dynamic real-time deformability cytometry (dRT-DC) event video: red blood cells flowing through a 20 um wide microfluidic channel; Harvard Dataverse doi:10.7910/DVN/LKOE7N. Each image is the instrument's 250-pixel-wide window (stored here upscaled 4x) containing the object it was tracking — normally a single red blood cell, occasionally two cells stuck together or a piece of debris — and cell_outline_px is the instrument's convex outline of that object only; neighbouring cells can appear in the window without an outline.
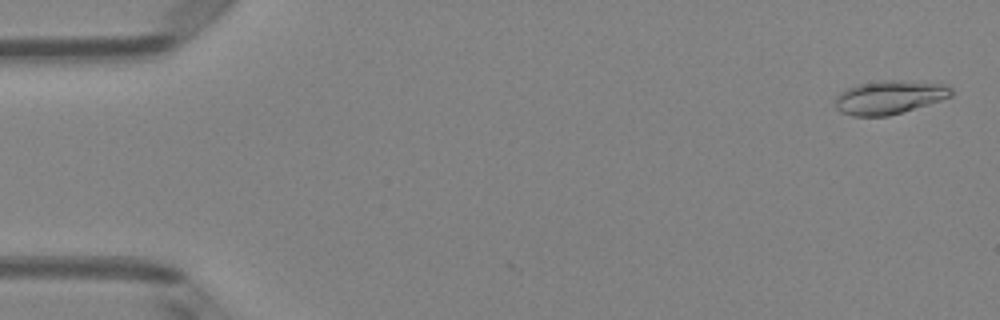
{"species": "Egyptian fruit bat (a non-hibernating species)", "species_latin": "Rousettus aegyptiacus", "temperature_condition": "room temperature", "stored_images_in_passage": 6, "camera_frame_rate_fps": 3000, "um_per_image_px": 0.085, "animal": {"sex": "female"}, "frame": {"image": 1, "passage_image": 2, "time_ms": 0.333, "image_size_px": [1000, 320], "cell_outline_px": [[952, 96], [928, 104], [888, 116], [852, 116], [840, 112], [836, 108], [836, 96], [840, 92], [848, 88], [860, 84], [876, 80], [900, 80], [944, 84], [952, 88]], "centroid_in_image_um": [75.58, 8.26], "position_along_channel_um": 9.4, "area_um2": 22.6}}